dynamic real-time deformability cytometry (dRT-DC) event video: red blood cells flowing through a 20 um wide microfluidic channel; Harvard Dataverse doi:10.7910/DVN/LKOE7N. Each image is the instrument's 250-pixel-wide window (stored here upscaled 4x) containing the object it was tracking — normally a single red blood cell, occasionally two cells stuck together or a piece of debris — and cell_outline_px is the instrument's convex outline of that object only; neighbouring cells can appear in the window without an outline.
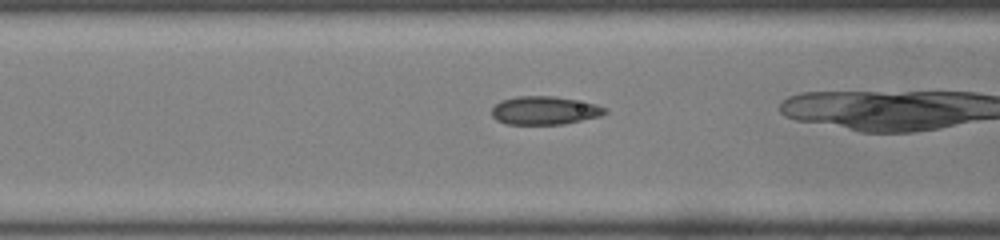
{"species": "common noctule bat (a hibernating species)", "species_latin": "Nyctalus noctula", "temperature_condition": "room temperature", "stored_images_in_passage": 37, "camera_frame_rate_fps": 3000, "um_per_image_px": 0.085, "animal": {"sex": "male", "body_mass_g": 19.0, "forearm_length_mm": 50.8}, "frame": {"image": 1, "passage_image": 18, "time_ms": 5.667, "image_size_px": [1000, 240], "cell_outline_px": [[608, 112], [600, 116], [564, 124], [508, 124], [496, 120], [492, 116], [492, 108], [500, 100], [516, 96], [556, 96], [596, 104], [604, 108]], "centroid_in_image_um": [46.27, 9.38], "position_along_channel_um": 120.3, "area_um2": 18.67}}
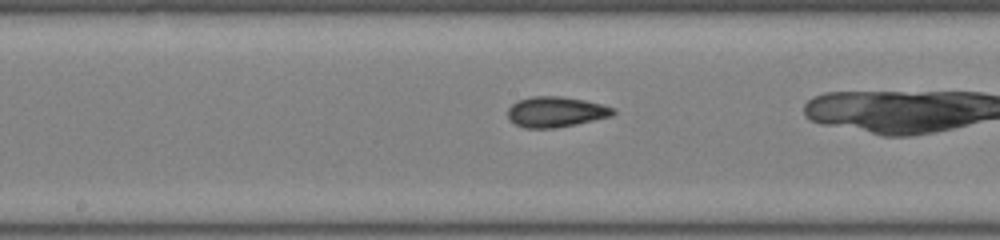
{"frame": {"image": 2, "passage_image": 24, "time_ms": 7.667, "image_size_px": [1000, 240], "cell_outline_px": [[616, 112], [612, 116], [576, 124], [552, 128], [524, 128], [516, 124], [508, 116], [508, 108], [516, 100], [532, 96], [560, 96], [584, 100], [616, 108]], "centroid_in_image_um": [47.25, 9.5], "position_along_channel_um": 201.0, "area_um2": 18.67}}
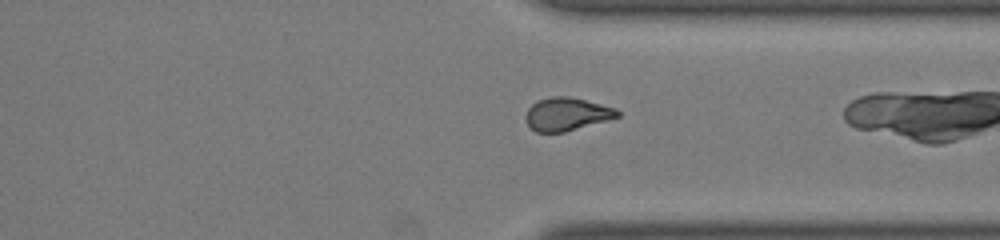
{"frame": {"image": 3, "passage_image": 36, "time_ms": 11.667, "image_size_px": [1000, 240], "cell_outline_px": [[620, 116], [608, 120], [564, 132], [536, 132], [528, 124], [524, 116], [528, 108], [536, 100], [552, 96], [568, 96], [616, 108], [620, 112]], "centroid_in_image_um": [48.16, 9.69], "position_along_channel_um": 363.2, "area_um2": 17.63}}